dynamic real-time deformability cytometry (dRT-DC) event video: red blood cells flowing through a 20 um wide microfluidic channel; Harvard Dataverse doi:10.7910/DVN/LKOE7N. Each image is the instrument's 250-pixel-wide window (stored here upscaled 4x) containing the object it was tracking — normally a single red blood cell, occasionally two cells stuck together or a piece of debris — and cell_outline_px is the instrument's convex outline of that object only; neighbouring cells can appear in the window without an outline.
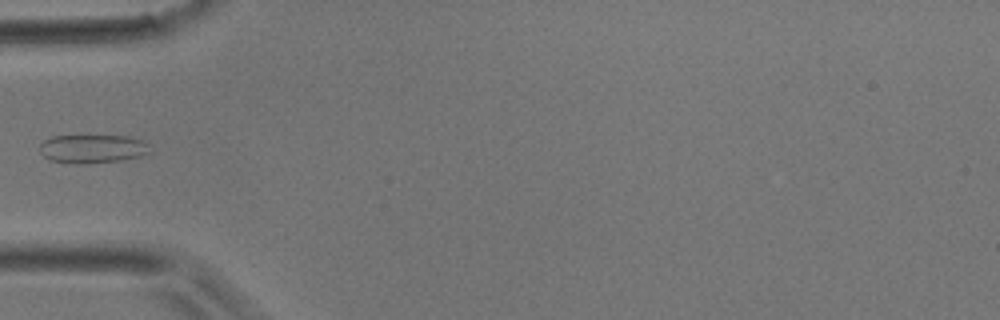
{"species": "common noctule bat (a hibernating species)", "species_latin": "Nyctalus noctula", "temperature_condition": "room temperature", "stored_images_in_passage": 3, "camera_frame_rate_fps": 3000, "um_per_image_px": 0.085, "animal": {"sex": "male", "body_mass_g": 17.9}, "frame": {"image": 1, "passage_image": 3, "time_ms": 0.667, "image_size_px": [1000, 320], "cell_outline_px": [[152, 152], [140, 156], [120, 160], [88, 164], [80, 164], [48, 160], [40, 152], [40, 144], [44, 140], [52, 136], [128, 136], [140, 140], [148, 144]], "centroid_in_image_um": [7.85, 12.65], "position_along_channel_um": 77.1, "area_um2": 18.38}}